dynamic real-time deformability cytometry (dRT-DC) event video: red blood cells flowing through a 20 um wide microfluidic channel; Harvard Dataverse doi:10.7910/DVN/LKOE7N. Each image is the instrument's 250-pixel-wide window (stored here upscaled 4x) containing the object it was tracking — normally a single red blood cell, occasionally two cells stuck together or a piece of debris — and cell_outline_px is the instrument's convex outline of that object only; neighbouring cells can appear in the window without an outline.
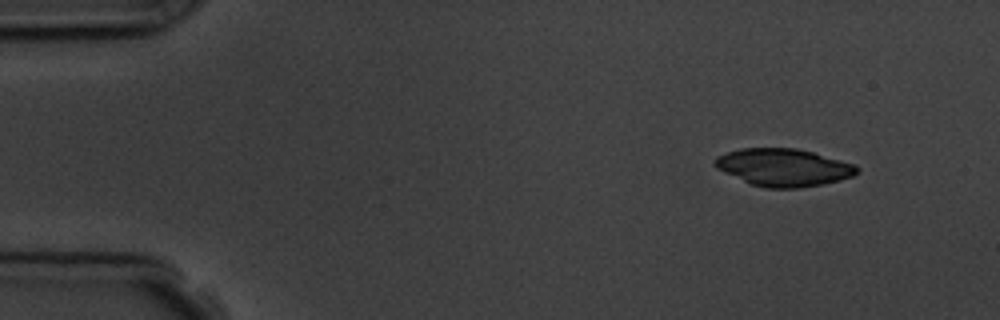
{"species": "common noctule bat (a hibernating species)", "species_latin": "Nyctalus noctula", "temperature_condition": "room temperature", "stored_images_in_passage": 4, "camera_frame_rate_fps": 3000, "um_per_image_px": 0.085, "animal": {"sex": "male", "body_mass_g": 19.5, "forearm_length_mm": 54.6}, "frame": {"image": 1, "passage_image": 1, "time_ms": 0.0, "image_size_px": [1000, 320], "cell_outline_px": [[860, 172], [852, 176], [840, 180], [824, 184], [800, 188], [764, 188], [752, 184], [724, 172], [716, 168], [712, 164], [712, 160], [716, 156], [740, 148], [796, 148], [812, 152], [856, 164], [860, 168]], "centroid_in_image_um": [66.61, 14.23], "position_along_channel_um": 18.4, "area_um2": 31.27}}